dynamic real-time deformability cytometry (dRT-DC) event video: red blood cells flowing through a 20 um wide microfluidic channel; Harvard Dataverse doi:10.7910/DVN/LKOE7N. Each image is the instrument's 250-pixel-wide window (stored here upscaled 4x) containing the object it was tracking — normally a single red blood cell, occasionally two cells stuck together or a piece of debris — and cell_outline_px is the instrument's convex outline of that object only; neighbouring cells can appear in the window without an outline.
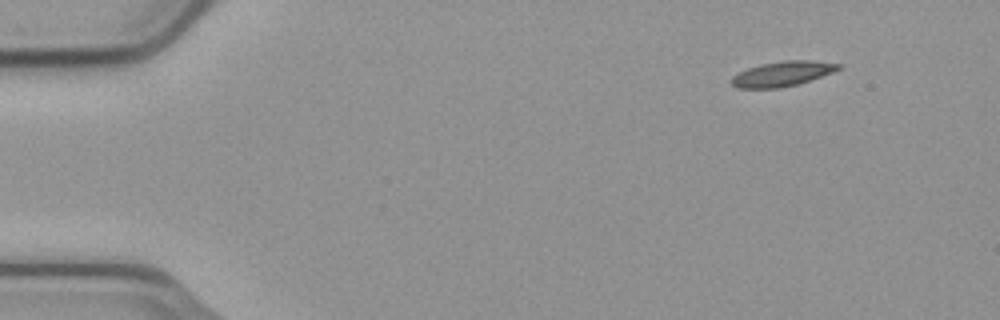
{"species": "common noctule bat (a hibernating species)", "species_latin": "Nyctalus noctula", "temperature_condition": "cold", "stored_images_in_passage": 10, "camera_frame_rate_fps": 3000, "um_per_image_px": 0.085, "animal": {"sex": "male", "body_mass_g": 23.1, "forearm_length_mm": 52.7}, "frame": {"image": 1, "passage_image": 1, "time_ms": 0.0, "image_size_px": [1000, 320], "cell_outline_px": [[844, 64], [840, 68], [832, 72], [796, 84], [780, 88], [736, 88], [728, 80], [732, 76], [748, 68], [760, 64], [784, 60], [812, 60]], "centroid_in_image_um": [66.47, 6.26], "position_along_channel_um": 18.5, "area_um2": 15.49}}